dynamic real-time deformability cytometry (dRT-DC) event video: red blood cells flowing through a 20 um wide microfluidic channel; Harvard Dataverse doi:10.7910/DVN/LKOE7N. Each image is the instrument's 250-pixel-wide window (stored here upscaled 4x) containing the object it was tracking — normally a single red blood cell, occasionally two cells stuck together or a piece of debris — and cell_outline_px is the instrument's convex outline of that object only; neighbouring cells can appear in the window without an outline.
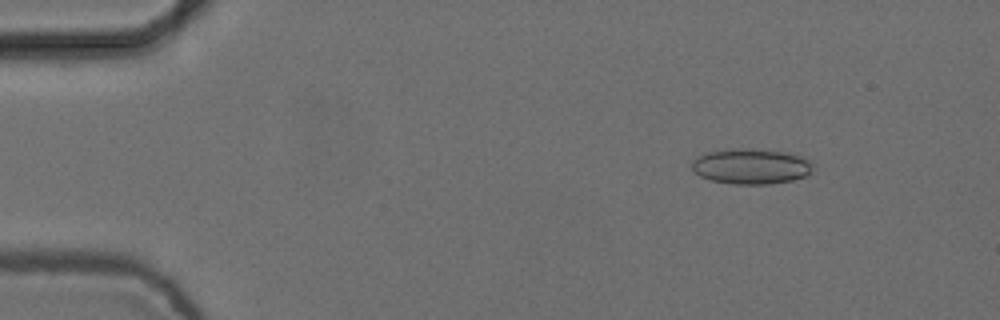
{"species": "common noctule bat (a hibernating species)", "species_latin": "Nyctalus noctula", "temperature_condition": "cold", "stored_images_in_passage": 7, "camera_frame_rate_fps": 3000, "um_per_image_px": 0.085, "animal": {"sex": "female", "body_mass_g": 24.6, "forearm_length_mm": 56.2}, "frame": {"image": 1, "passage_image": 2, "time_ms": 0.333, "image_size_px": [1000, 320], "cell_outline_px": [[816, 172], [808, 176], [792, 180], [768, 184], [732, 184], [712, 180], [700, 176], [692, 172], [692, 160], [708, 152], [732, 148], [748, 148], [788, 152], [808, 156], [812, 160]], "centroid_in_image_um": [63.95, 14.13], "position_along_channel_um": 21.0, "area_um2": 25.72}}
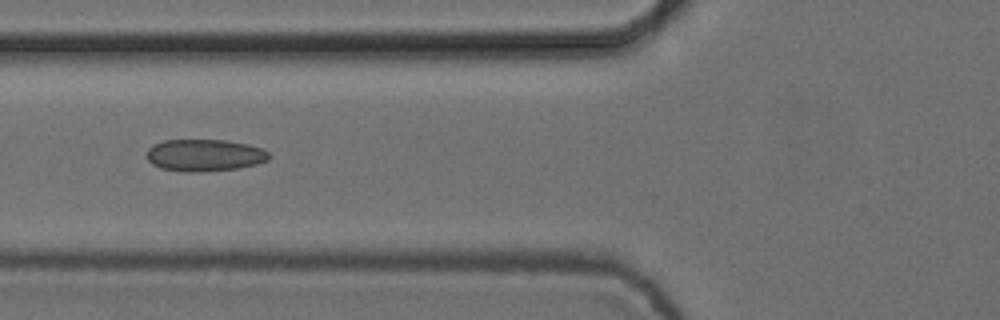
{"frame": {"image": 2, "passage_image": 6, "time_ms": 1.667, "image_size_px": [1000, 320], "cell_outline_px": [[272, 156], [268, 160], [256, 164], [236, 168], [204, 172], [188, 172], [160, 168], [152, 164], [148, 160], [148, 148], [152, 144], [164, 140], [224, 140], [248, 144], [264, 148]], "centroid_in_image_um": [17.41, 13.19], "position_along_channel_um": 108.4, "area_um2": 22.95}}
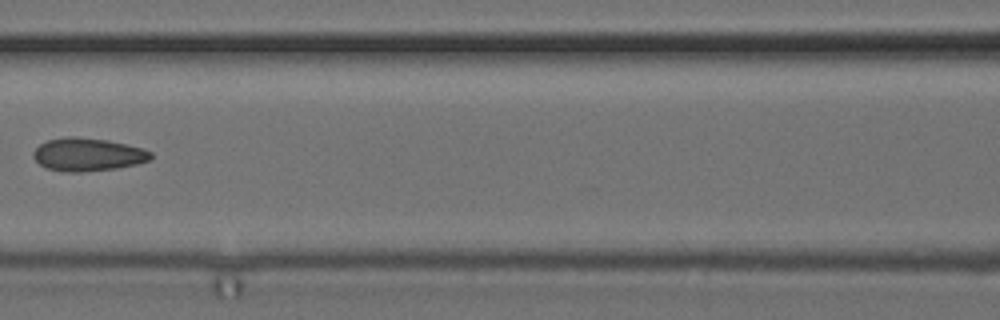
{"frame": {"image": 3, "passage_image": 7, "time_ms": 2.0, "image_size_px": [1000, 320], "cell_outline_px": [[152, 156], [148, 160], [136, 164], [116, 168], [80, 172], [64, 172], [48, 168], [40, 164], [32, 156], [32, 152], [40, 144], [48, 140], [64, 136], [72, 136], [108, 140], [128, 144], [144, 148], [152, 152]], "centroid_in_image_um": [7.46, 13.12], "position_along_channel_um": 159.1, "area_um2": 22.66}}